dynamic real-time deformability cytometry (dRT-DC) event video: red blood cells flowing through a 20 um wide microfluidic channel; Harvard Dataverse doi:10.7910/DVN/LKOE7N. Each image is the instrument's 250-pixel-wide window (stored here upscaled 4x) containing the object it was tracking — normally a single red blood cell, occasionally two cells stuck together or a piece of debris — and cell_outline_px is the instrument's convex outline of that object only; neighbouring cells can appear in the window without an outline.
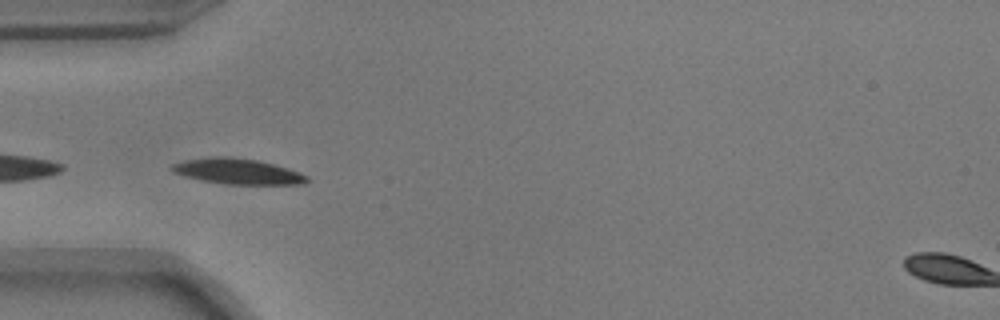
{"species": "common noctule bat (a hibernating species)", "species_latin": "Nyctalus noctula", "temperature_condition": "warm", "stored_images_in_passage": 31, "camera_frame_rate_fps": 3000, "um_per_image_px": 0.085, "animal": {"sex": "male", "body_mass_g": 17.9}, "frame": {"image": 1, "passage_image": 1, "time_ms": 0.0, "image_size_px": [1000, 320], "cell_outline_px": [[308, 180], [304, 184], [224, 184], [200, 180], [184, 176], [172, 172], [168, 168], [172, 164], [184, 160], [212, 156], [224, 156], [256, 160], [288, 168], [300, 172], [308, 176]], "centroid_in_image_um": [20.15, 14.57], "position_along_channel_um": 64.9, "area_um2": 20.17}}
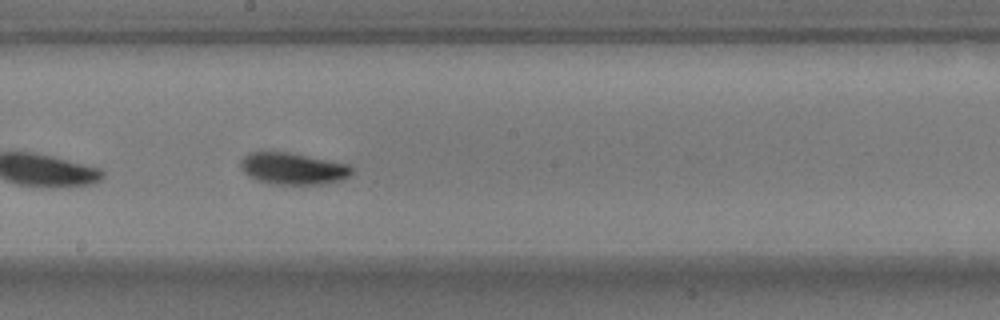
{"frame": {"image": 2, "passage_image": 14, "time_ms": 4.333, "image_size_px": [1000, 320], "cell_outline_px": [[352, 172], [344, 180], [328, 184], [272, 184], [256, 180], [244, 172], [240, 164], [240, 160], [248, 152], [292, 152], [348, 164], [352, 168]], "centroid_in_image_um": [24.92, 14.33], "position_along_channel_um": 223.3, "area_um2": 20.75}}
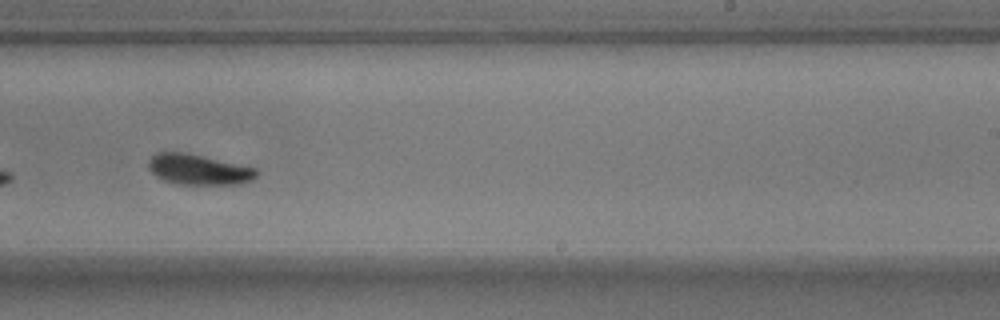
{"frame": {"image": 3, "passage_image": 18, "time_ms": 5.667, "image_size_px": [1000, 320], "cell_outline_px": [[260, 172], [252, 180], [240, 184], [176, 184], [164, 180], [156, 176], [148, 168], [148, 160], [156, 152], [184, 152], [256, 168]], "centroid_in_image_um": [16.87, 14.41], "position_along_channel_um": 272.1, "area_um2": 19.13}, "authors_computed_cell_mechanics": {"area_um2": 19.7098, "velocity_mm_per_s": 3.674, "shape_relaxation_time_tau1_ms": 1.7722, "shape_relaxation_time_tau2_ms": 5.3246, "deformation_change_tau1": 0.0952, "deformation_change_tau2": 0.1002}}